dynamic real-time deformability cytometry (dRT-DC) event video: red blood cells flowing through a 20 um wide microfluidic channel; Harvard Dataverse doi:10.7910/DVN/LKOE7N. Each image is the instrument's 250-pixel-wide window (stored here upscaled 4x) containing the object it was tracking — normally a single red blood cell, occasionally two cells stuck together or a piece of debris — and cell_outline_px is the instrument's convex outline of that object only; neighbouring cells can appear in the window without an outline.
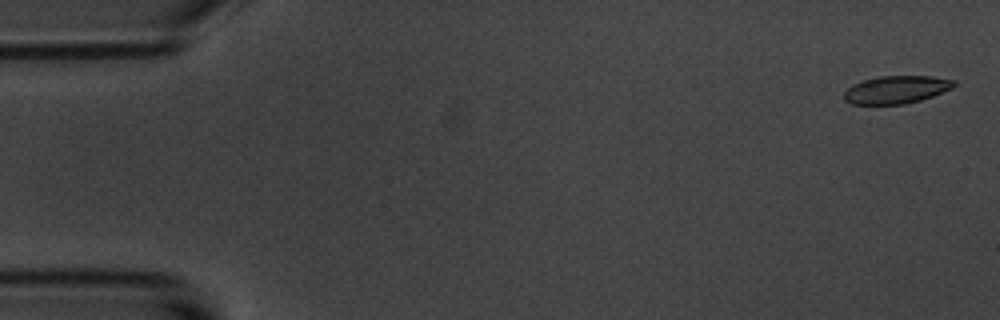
{"species": "common noctule bat (a hibernating species)", "species_latin": "Nyctalus noctula", "temperature_condition": "room temperature", "stored_images_in_passage": 5, "camera_frame_rate_fps": 3000, "um_per_image_px": 0.085, "animal": {"sex": "male", "body_mass_g": 20.1, "forearm_length_mm": 53.5}, "frame": {"image": 1, "passage_image": 1, "time_ms": 0.0, "image_size_px": [1000, 320], "cell_outline_px": [[956, 84], [952, 88], [932, 96], [920, 100], [904, 104], [852, 104], [844, 100], [844, 92], [852, 84], [876, 76], [932, 76], [956, 80]], "centroid_in_image_um": [76.18, 7.61], "position_along_channel_um": 8.8, "area_um2": 17.8}}